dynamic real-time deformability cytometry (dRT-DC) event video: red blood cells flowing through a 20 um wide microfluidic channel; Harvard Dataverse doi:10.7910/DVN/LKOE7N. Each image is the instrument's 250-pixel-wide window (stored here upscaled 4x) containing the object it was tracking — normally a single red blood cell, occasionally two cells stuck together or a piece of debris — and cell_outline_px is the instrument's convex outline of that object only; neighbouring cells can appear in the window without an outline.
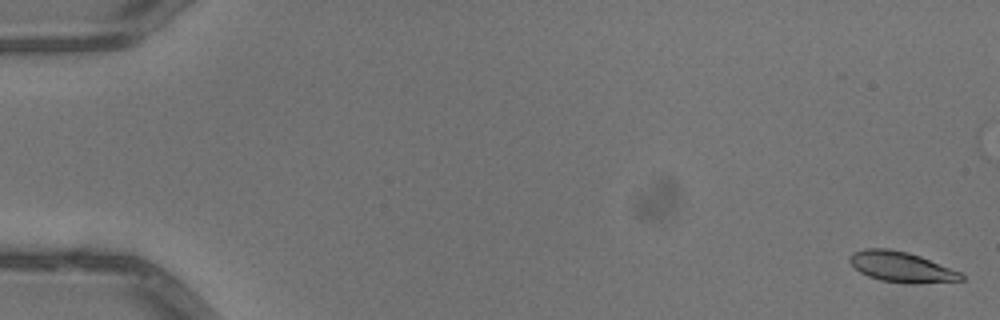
{"species": "common noctule bat (a hibernating species)", "species_latin": "Nyctalus noctula", "temperature_condition": "warm", "stored_images_in_passage": 21, "camera_frame_rate_fps": 3000, "um_per_image_px": 0.085, "animal": {"sex": "male", "body_mass_g": 13.3}, "frame": {"image": 1, "passage_image": 1, "time_ms": 0.0, "image_size_px": [1000, 320], "cell_outline_px": [[964, 280], [920, 284], [908, 284], [880, 280], [868, 276], [860, 272], [848, 260], [848, 256], [852, 252], [864, 248], [888, 248], [908, 252], [920, 256], [960, 272], [964, 276]], "centroid_in_image_um": [76.6, 22.69], "position_along_channel_um": 8.4, "area_um2": 19.94}}
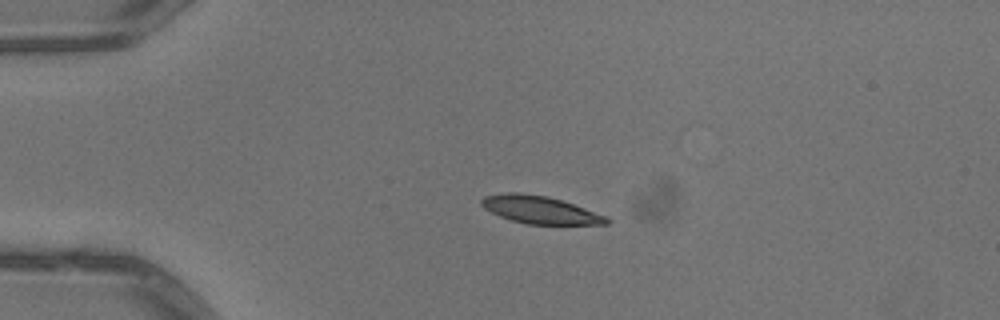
{"frame": {"image": 2, "passage_image": 13, "time_ms": 4.0, "image_size_px": [1000, 320], "cell_outline_px": [[612, 220], [608, 224], [528, 224], [512, 220], [500, 216], [484, 208], [480, 204], [480, 200], [484, 196], [508, 192], [516, 192], [548, 196], [608, 216]], "centroid_in_image_um": [45.91, 17.83], "position_along_channel_um": 39.1, "area_um2": 20.0}}